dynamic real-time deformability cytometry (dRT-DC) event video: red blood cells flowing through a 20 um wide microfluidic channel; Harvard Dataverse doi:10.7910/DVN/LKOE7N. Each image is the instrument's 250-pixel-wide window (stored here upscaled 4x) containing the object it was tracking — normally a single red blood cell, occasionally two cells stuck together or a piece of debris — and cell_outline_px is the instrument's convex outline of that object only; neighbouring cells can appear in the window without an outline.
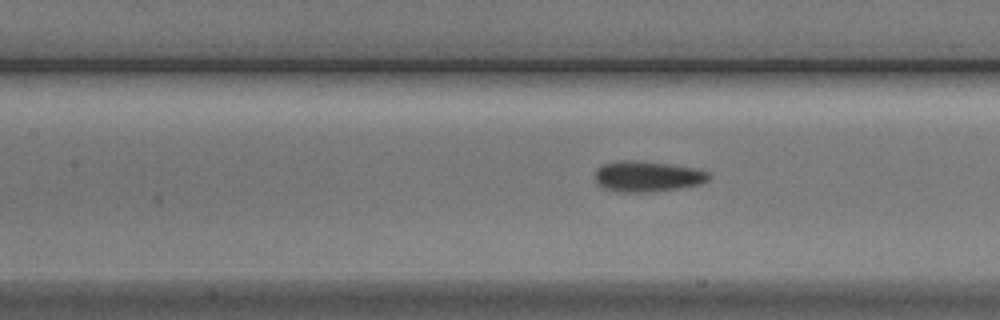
{"species": "Egyptian fruit bat (a non-hibernating species)", "species_latin": "Rousettus aegyptiacus", "temperature_condition": "cold", "stored_images_in_passage": 9, "segment_of_instrument_passage": [2, 2], "camera_frame_rate_fps": 3000, "um_per_image_px": 0.085, "animal": {"sex": "male"}, "frame": {"image": 1, "passage_image": 9, "time_ms": 10.0, "image_size_px": [1000, 320], "cell_outline_px": [[712, 176], [708, 180], [700, 184], [680, 188], [648, 192], [616, 192], [604, 188], [596, 184], [596, 168], [604, 164], [624, 160], [668, 164], [696, 168], [708, 172]], "centroid_in_image_um": [55.03, 15.01], "position_along_channel_um": 152.4, "area_um2": 20.23}}